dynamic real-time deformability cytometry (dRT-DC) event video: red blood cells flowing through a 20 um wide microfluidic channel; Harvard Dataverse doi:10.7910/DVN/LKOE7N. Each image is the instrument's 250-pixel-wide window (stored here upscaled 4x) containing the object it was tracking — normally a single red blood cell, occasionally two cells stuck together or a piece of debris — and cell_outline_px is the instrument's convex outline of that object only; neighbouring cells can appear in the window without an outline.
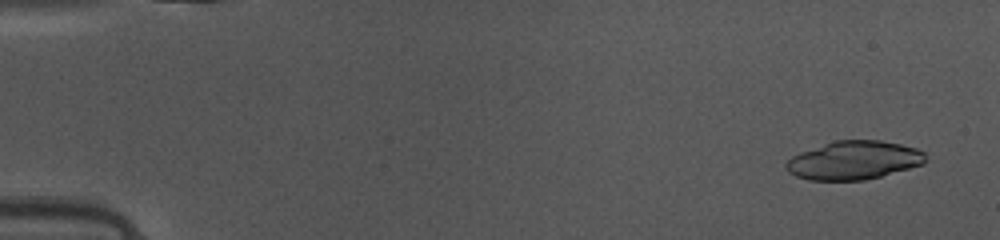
{"species": "common noctule bat (a hibernating species)", "species_latin": "Nyctalus noctula", "temperature_condition": "warm", "stored_images_in_passage": 15, "camera_frame_rate_fps": 3000, "um_per_image_px": 0.085, "animal": {"sex": "female", "body_mass_g": 10.0, "forearm_length_mm": 53.1}, "frame": {"image": 1, "passage_image": 3, "time_ms": 0.667, "image_size_px": [1000, 240], "cell_outline_px": [[920, 152], [916, 164], [876, 176], [852, 180], [820, 180], [804, 176], [848, 140], [864, 140], [892, 144], [908, 148]], "centroid_in_image_um": [73.39, 13.68], "position_along_channel_um": 11.6, "area_um2": 21.73}}